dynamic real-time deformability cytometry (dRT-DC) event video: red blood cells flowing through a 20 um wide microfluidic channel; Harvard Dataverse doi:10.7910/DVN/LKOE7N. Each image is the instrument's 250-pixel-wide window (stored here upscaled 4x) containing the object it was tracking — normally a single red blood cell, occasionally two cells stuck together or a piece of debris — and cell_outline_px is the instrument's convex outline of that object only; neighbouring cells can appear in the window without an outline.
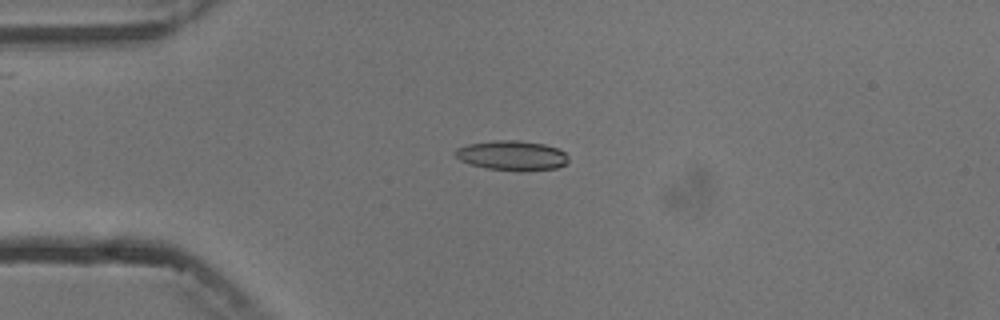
{"species": "common noctule bat (a hibernating species)", "species_latin": "Nyctalus noctula", "temperature_condition": "cold", "stored_images_in_passage": 4, "camera_frame_rate_fps": 3000, "um_per_image_px": 0.085, "animal": {"sex": "male", "body_mass_g": 13.3}, "frame": {"image": 1, "passage_image": 4, "time_ms": 3.333, "image_size_px": [1000, 320], "cell_outline_px": [[568, 164], [556, 168], [520, 172], [488, 168], [468, 164], [460, 160], [456, 156], [456, 148], [468, 144], [496, 140], [520, 140], [544, 144], [556, 148], [564, 152], [568, 156]], "centroid_in_image_um": [43.54, 13.23], "position_along_channel_um": 41.5, "area_um2": 19.77}}